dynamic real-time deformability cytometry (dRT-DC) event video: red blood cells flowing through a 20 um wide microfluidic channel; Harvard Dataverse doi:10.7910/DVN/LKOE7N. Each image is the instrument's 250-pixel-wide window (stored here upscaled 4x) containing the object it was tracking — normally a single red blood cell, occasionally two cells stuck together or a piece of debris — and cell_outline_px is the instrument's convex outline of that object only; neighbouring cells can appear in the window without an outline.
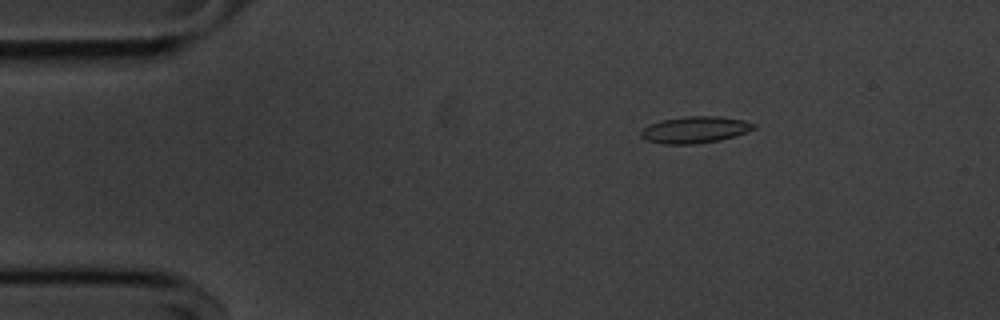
{"species": "common noctule bat (a hibernating species)", "species_latin": "Nyctalus noctula", "temperature_condition": "cold", "stored_images_in_passage": 41, "camera_frame_rate_fps": 3000, "um_per_image_px": 0.085, "animal": {"sex": "male", "body_mass_g": 20.1, "forearm_length_mm": 53.5}, "frame": {"image": 1, "passage_image": 7, "time_ms": 2.0, "image_size_px": [1000, 320], "cell_outline_px": [[756, 128], [720, 140], [696, 144], [660, 144], [644, 140], [640, 136], [640, 132], [648, 124], [660, 120], [688, 116], [720, 116], [744, 120], [756, 124]], "centroid_in_image_um": [59.02, 11.03], "position_along_channel_um": 26.0, "area_um2": 17.63}}
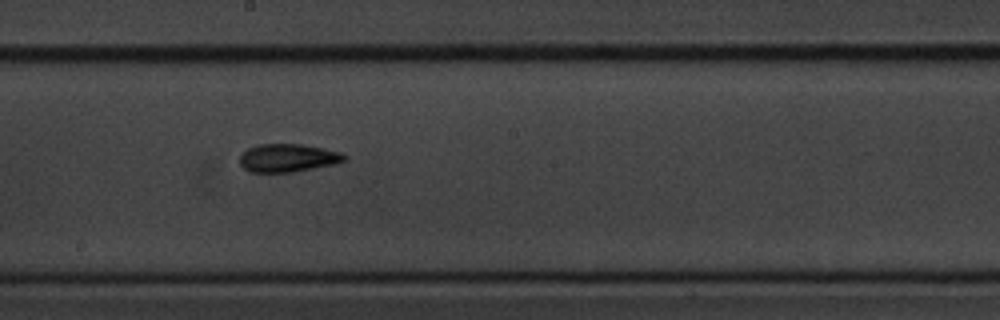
{"frame": {"image": 2, "passage_image": 28, "time_ms": 9.0, "image_size_px": [1000, 320], "cell_outline_px": [[348, 156], [344, 160], [336, 164], [292, 172], [248, 172], [240, 164], [240, 156], [248, 148], [256, 144], [300, 144], [324, 148], [340, 152]], "centroid_in_image_um": [24.47, 13.42], "position_along_channel_um": 223.7, "area_um2": 17.17}}
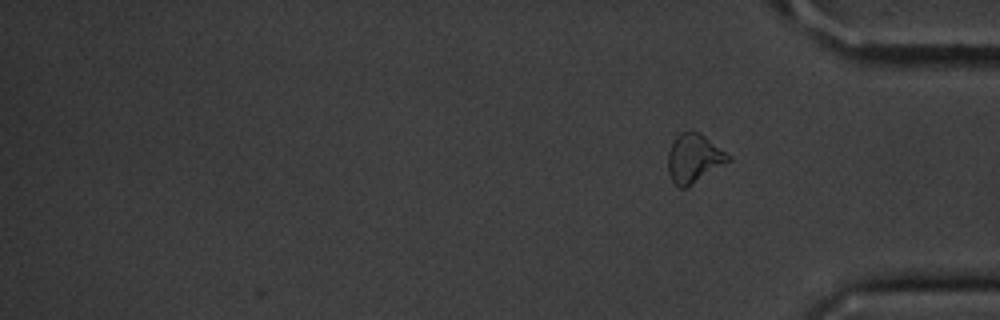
{"frame": {"image": 3, "passage_image": 41, "time_ms": 13.333, "image_size_px": [1000, 320], "cell_outline_px": [[732, 160], [684, 188], [680, 188], [672, 180], [668, 172], [668, 152], [676, 136], [680, 132], [700, 132], [732, 156]], "centroid_in_image_um": [59.0, 13.44], "position_along_channel_um": 376.2, "area_um2": 16.94}, "authors_computed_cell_mechanics": {"area_um2": 16.473, "velocity_mm_per_s": 3.6524, "shape_relaxation_time_tau1_ms": 2.8659, "shape_relaxation_time_tau2_ms": 3.3256, "deformation_change_tau1": 0.1417, "deformation_change_tau2": 0.1157}}